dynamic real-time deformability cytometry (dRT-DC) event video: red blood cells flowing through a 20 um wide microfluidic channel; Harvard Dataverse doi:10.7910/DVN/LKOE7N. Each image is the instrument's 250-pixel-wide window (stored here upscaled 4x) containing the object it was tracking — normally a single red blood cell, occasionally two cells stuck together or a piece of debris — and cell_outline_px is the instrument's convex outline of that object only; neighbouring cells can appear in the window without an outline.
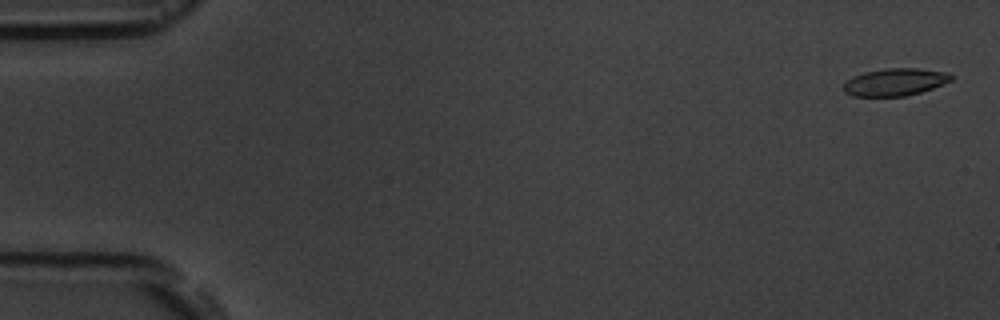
{"species": "common noctule bat (a hibernating species)", "species_latin": "Nyctalus noctula", "temperature_condition": "room temperature", "stored_images_in_passage": 5, "camera_frame_rate_fps": 3000, "um_per_image_px": 0.085, "animal": {"sex": "male", "body_mass_g": 19.5, "forearm_length_mm": 54.6}, "frame": {"image": 1, "passage_image": 1, "time_ms": 0.0, "image_size_px": [1000, 320], "cell_outline_px": [[952, 80], [944, 84], [920, 92], [904, 96], [852, 96], [844, 92], [844, 84], [852, 76], [864, 72], [884, 68], [920, 68], [944, 72], [952, 76]], "centroid_in_image_um": [76.06, 6.97], "position_along_channel_um": 8.9, "area_um2": 17.11}}